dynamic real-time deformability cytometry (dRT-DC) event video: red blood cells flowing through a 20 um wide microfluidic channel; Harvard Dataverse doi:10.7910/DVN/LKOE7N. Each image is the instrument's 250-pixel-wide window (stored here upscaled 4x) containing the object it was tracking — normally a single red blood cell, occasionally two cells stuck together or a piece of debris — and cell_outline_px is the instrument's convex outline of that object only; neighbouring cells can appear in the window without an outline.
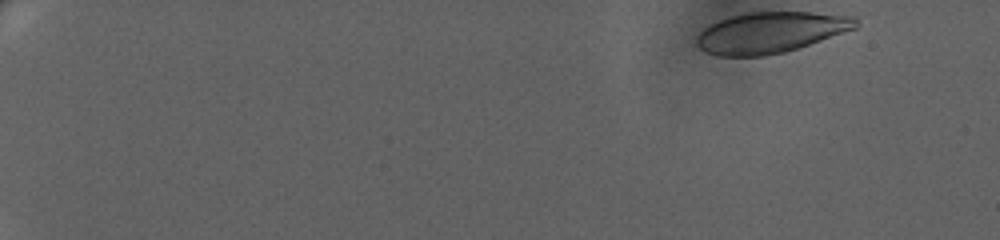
{"species": "human", "species_latin": "Homo sapiens", "temperature_condition": "warm", "stored_images_in_passage": 61, "camera_frame_rate_fps": 3000, "um_per_image_px": 0.085, "donor": {"sex": "female"}, "frame": {"image": 1, "passage_image": 1, "time_ms": 0.0, "image_size_px": [1000, 240], "cell_outline_px": [[856, 28], [784, 52], [760, 56], [720, 56], [708, 52], [700, 48], [700, 32], [704, 28], [720, 20], [732, 16], [748, 12], [808, 12], [844, 16], [856, 20]], "centroid_in_image_um": [65.47, 2.76], "position_along_channel_um": 19.5, "area_um2": 36.7}}
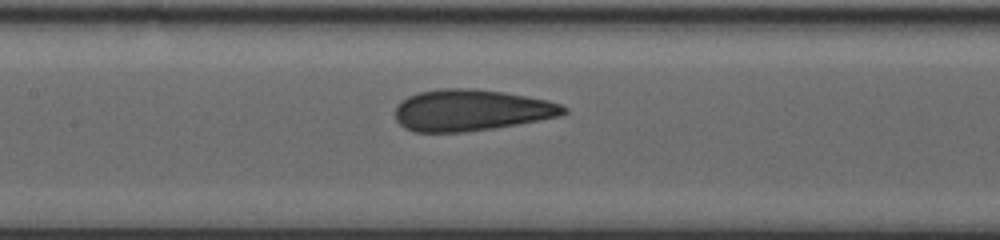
{"frame": {"image": 2, "passage_image": 31, "time_ms": 10.0, "image_size_px": [1000, 240], "cell_outline_px": [[568, 112], [560, 116], [516, 124], [492, 128], [464, 132], [412, 132], [404, 128], [396, 120], [396, 108], [408, 96], [420, 92], [440, 88], [472, 88], [504, 92], [544, 100], [560, 104], [568, 108]], "centroid_in_image_um": [40.03, 9.37], "position_along_channel_um": 167.4, "area_um2": 40.34}}
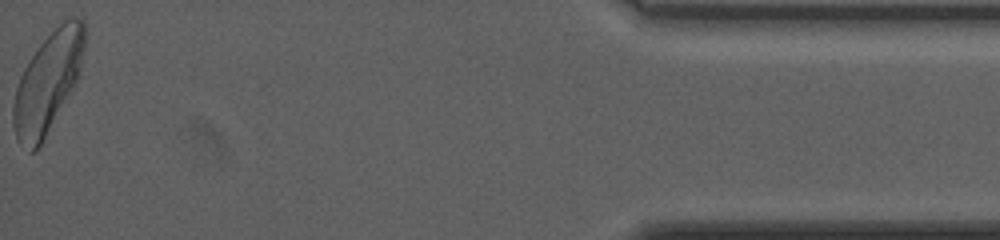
{"frame": {"image": 3, "passage_image": 61, "time_ms": 20.0, "image_size_px": [1000, 240], "cell_outline_px": [[84, 48], [76, 80], [40, 144], [32, 152], [28, 152], [16, 140], [12, 124], [12, 108], [16, 88], [20, 76], [24, 68], [40, 44], [68, 16], [76, 16], [84, 20]], "centroid_in_image_um": [4.02, 7.0], "position_along_channel_um": 431.2, "area_um2": 40.46}, "authors_computed_cell_mechanics": {"area_um2": 39.5352, "velocity_mm_per_s": 3.3127, "shape_relaxation_time_tau1_ms": 9.3751, "shape_relaxation_time_tau2_ms": null, "deformation_change_tau1": 0.2157, "deformation_change_tau2": null}}